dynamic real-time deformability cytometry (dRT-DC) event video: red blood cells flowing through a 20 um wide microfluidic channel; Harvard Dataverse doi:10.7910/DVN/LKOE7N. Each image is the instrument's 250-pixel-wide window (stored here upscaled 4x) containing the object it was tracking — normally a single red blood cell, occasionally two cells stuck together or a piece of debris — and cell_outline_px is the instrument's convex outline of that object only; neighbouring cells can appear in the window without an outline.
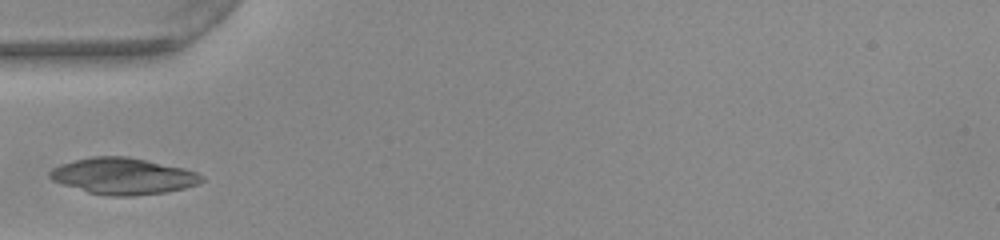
{"species": "common noctule bat (a hibernating species)", "species_latin": "Nyctalus noctula", "temperature_condition": "warm", "stored_images_in_passage": 24, "camera_frame_rate_fps": 3000, "um_per_image_px": 0.085, "animal": {"sex": "female", "body_mass_g": 22.0, "forearm_length_mm": 56.7}, "frame": {"image": 1, "passage_image": 1, "time_ms": 0.0, "image_size_px": [1000, 240], "cell_outline_px": [[204, 180], [196, 184], [184, 188], [168, 192], [132, 196], [112, 196], [88, 192], [52, 180], [48, 176], [48, 172], [52, 168], [60, 164], [92, 156], [128, 156], [184, 168], [196, 172], [204, 176]], "centroid_in_image_um": [10.47, 14.96], "position_along_channel_um": 74.5, "area_um2": 32.14}}
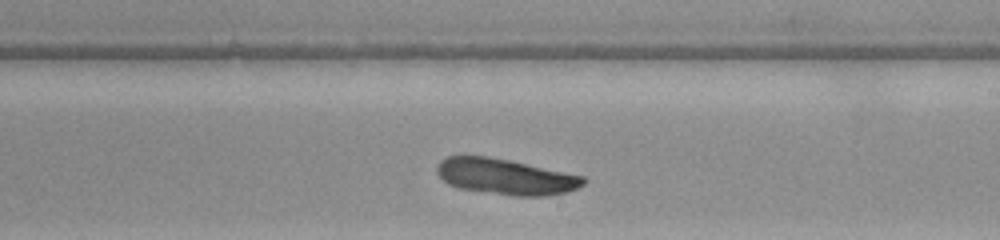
{"frame": {"image": 2, "passage_image": 14, "time_ms": 4.333, "image_size_px": [1000, 240], "cell_outline_px": [[588, 180], [584, 184], [576, 188], [564, 192], [544, 196], [512, 196], [456, 188], [448, 184], [436, 172], [436, 168], [440, 160], [448, 156], [484, 156], [508, 160], [584, 176]], "centroid_in_image_um": [42.95, 15.02], "position_along_channel_um": 246.1, "area_um2": 30.46}}
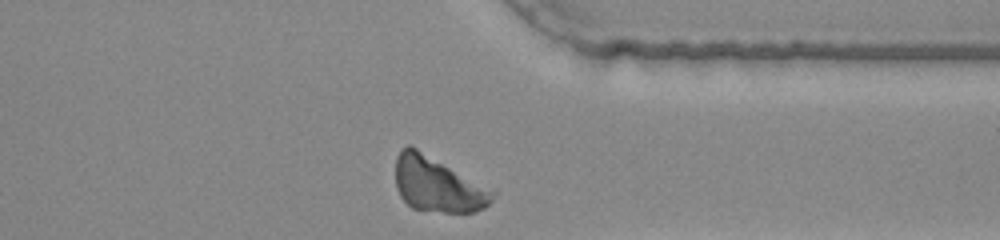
{"frame": {"image": 3, "passage_image": 24, "time_ms": 7.667, "image_size_px": [1000, 240], "cell_outline_px": [[496, 196], [484, 208], [476, 212], [444, 212], [412, 208], [400, 196], [396, 188], [396, 160], [400, 148], [408, 144], [496, 188]], "centroid_in_image_um": [37.27, 15.67], "position_along_channel_um": 374.1, "area_um2": 31.85}}